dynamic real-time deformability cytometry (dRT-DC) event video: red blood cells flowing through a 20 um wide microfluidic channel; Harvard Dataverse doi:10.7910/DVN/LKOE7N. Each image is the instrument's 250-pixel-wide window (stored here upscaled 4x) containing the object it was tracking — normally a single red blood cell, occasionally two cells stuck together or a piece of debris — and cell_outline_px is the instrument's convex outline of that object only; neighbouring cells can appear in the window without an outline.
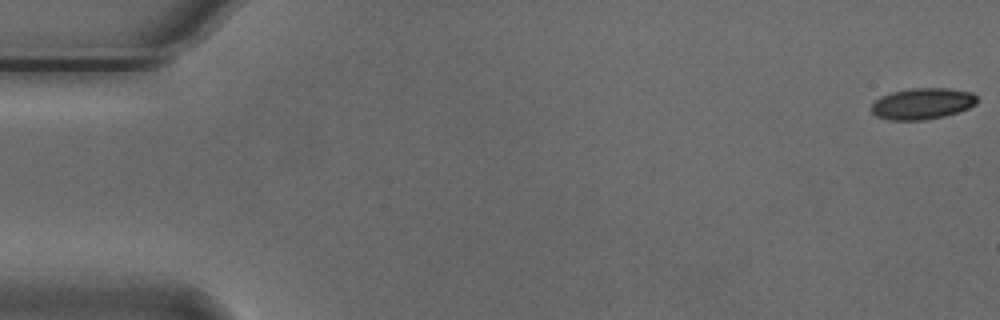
{"species": "Egyptian fruit bat (a non-hibernating species)", "species_latin": "Rousettus aegyptiacus", "temperature_condition": "cold", "stored_images_in_passage": 55, "camera_frame_rate_fps": 3000, "um_per_image_px": 0.085, "animal": {"sex": "male"}, "frame": {"image": 1, "passage_image": 1, "time_ms": 0.0, "image_size_px": [1000, 320], "cell_outline_px": [[980, 100], [976, 104], [968, 108], [944, 116], [924, 120], [892, 120], [876, 116], [872, 112], [872, 104], [880, 96], [892, 92], [908, 88], [948, 88], [972, 92]], "centroid_in_image_um": [78.42, 8.8], "position_along_channel_um": 6.6, "area_um2": 19.31}}
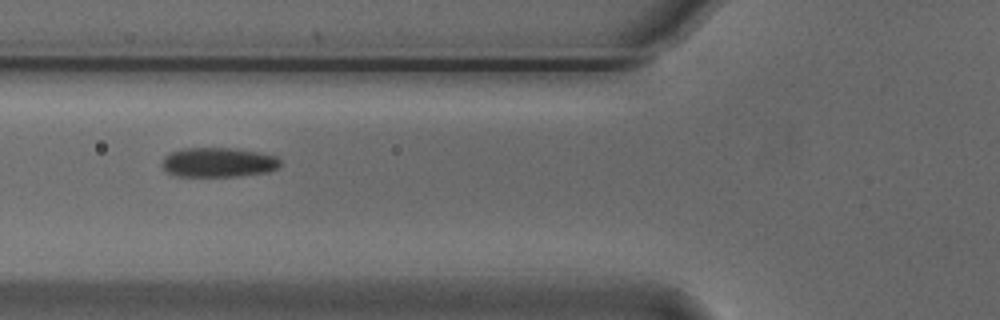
{"frame": {"image": 2, "passage_image": 21, "time_ms": 6.667, "image_size_px": [1000, 320], "cell_outline_px": [[280, 164], [276, 168], [268, 172], [240, 176], [176, 176], [168, 172], [160, 164], [164, 156], [180, 148], [236, 148], [260, 152], [276, 156], [280, 160]], "centroid_in_image_um": [18.55, 13.79], "position_along_channel_um": 107.3, "area_um2": 20.52}}
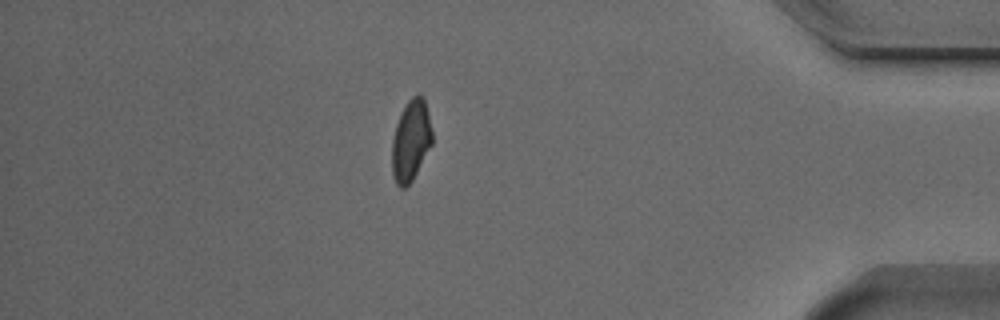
{"frame": {"image": 3, "passage_image": 48, "time_ms": 15.667, "image_size_px": [1000, 320], "cell_outline_px": [[432, 144], [412, 180], [404, 188], [400, 188], [396, 184], [392, 176], [392, 140], [396, 124], [400, 112], [408, 100], [412, 96], [424, 96], [432, 132]], "centroid_in_image_um": [34.91, 11.95], "position_along_channel_um": 400.3, "area_um2": 18.96}, "authors_computed_cell_mechanics": {"area_um2": 20.0566, "velocity_mm_per_s": 3.718, "shape_relaxation_time_tau1_ms": 4.5099, "shape_relaxation_time_tau2_ms": 3.0359, "deformation_change_tau1": 0.134, "deformation_change_tau2": 0.0675}}